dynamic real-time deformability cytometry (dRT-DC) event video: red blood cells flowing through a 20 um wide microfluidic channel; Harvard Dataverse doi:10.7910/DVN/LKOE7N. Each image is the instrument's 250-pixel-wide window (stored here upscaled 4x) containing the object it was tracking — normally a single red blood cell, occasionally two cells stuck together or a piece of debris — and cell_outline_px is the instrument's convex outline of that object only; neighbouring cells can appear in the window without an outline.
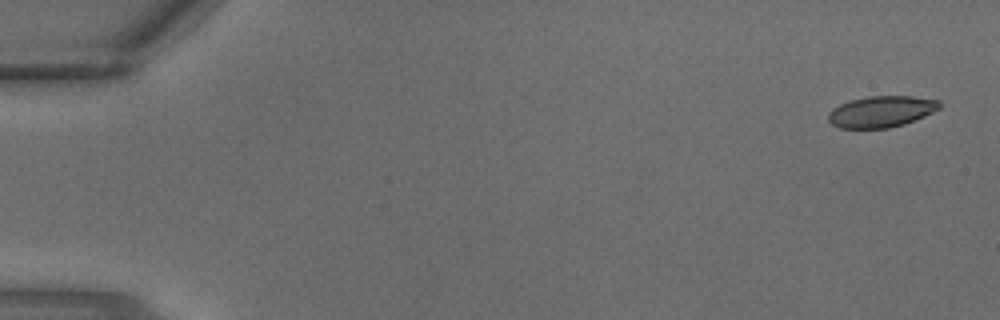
{"species": "common noctule bat (a hibernating species)", "species_latin": "Nyctalus noctula", "temperature_condition": "warm", "stored_images_in_passage": 4, "segment_of_instrument_passage": [1, 2], "camera_frame_rate_fps": 3000, "um_per_image_px": 0.085, "animal": {"sex": "male", "body_mass_g": 18.8}, "frame": {"image": 1, "passage_image": 1, "time_ms": 0.0, "image_size_px": [1000, 320], "cell_outline_px": [[940, 108], [924, 116], [904, 124], [888, 128], [840, 128], [832, 124], [828, 120], [828, 112], [832, 108], [840, 104], [852, 100], [868, 96], [912, 96], [940, 100]], "centroid_in_image_um": [74.9, 9.48], "position_along_channel_um": 10.1, "area_um2": 20.23}}
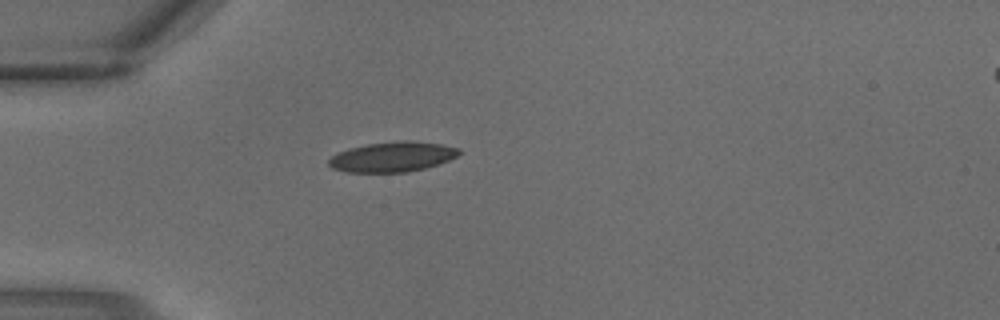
{"frame": {"image": 2, "passage_image": 3, "time_ms": 0.667, "image_size_px": [1000, 320], "cell_outline_px": [[460, 152], [456, 156], [440, 164], [408, 172], [344, 172], [332, 168], [328, 164], [328, 160], [336, 152], [348, 148], [368, 144], [404, 140], [412, 140], [440, 144], [460, 148]], "centroid_in_image_um": [33.33, 13.33], "position_along_channel_um": 51.7, "area_um2": 22.89}}